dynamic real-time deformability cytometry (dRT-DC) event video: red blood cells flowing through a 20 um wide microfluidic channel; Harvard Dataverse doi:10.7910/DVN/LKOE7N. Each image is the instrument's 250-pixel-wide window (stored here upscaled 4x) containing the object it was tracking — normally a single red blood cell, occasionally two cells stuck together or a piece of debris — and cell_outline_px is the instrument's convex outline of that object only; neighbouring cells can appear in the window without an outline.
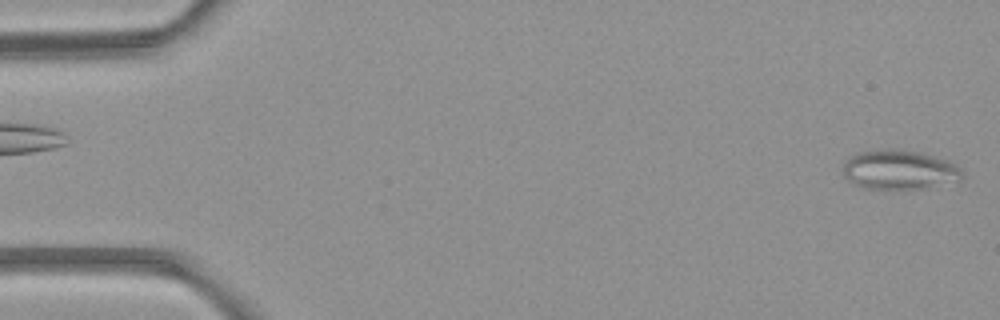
{"species": "common noctule bat (a hibernating species)", "species_latin": "Nyctalus noctula", "temperature_condition": "room temperature", "stored_images_in_passage": 5, "camera_frame_rate_fps": 3000, "um_per_image_px": 0.085, "animal": {"sex": "female", "body_mass_g": 21.9}, "frame": {"image": 1, "passage_image": 5, "time_ms": 4.667, "image_size_px": [1000, 320], "cell_outline_px": [[964, 176], [960, 180], [928, 188], [864, 188], [848, 180], [844, 176], [844, 164], [852, 156], [860, 152], [920, 152], [948, 160], [960, 168]], "centroid_in_image_um": [76.51, 14.48], "position_along_channel_um": 8.5, "area_um2": 26.24}}